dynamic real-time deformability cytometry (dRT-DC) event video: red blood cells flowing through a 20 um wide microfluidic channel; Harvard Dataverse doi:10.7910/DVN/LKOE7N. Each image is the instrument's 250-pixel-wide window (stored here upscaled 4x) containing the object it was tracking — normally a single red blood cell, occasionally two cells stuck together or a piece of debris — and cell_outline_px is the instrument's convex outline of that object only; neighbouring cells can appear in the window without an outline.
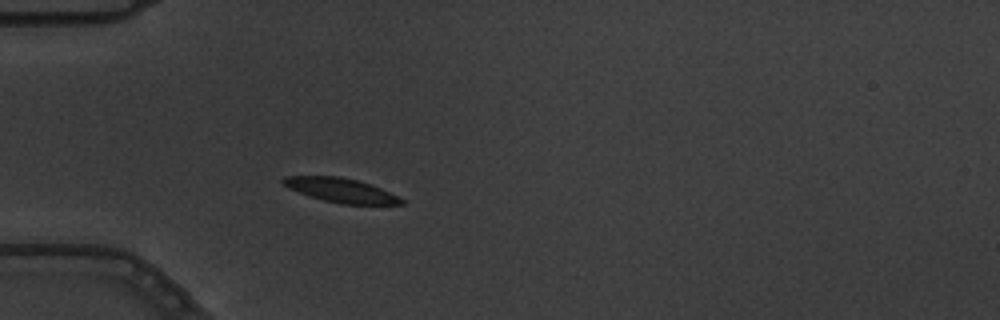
{"species": "common noctule bat (a hibernating species)", "species_latin": "Nyctalus noctula", "temperature_condition": "warm", "stored_images_in_passage": 3, "camera_frame_rate_fps": 3000, "um_per_image_px": 0.085, "animal": {"sex": "male", "body_mass_g": 19.5, "forearm_length_mm": 54.6}, "frame": {"image": 1, "passage_image": 3, "time_ms": 0.667, "image_size_px": [1000, 320], "cell_outline_px": [[408, 204], [340, 204], [308, 196], [288, 188], [280, 180], [284, 176], [340, 176], [356, 180], [380, 188], [404, 200]], "centroid_in_image_um": [28.93, 16.17], "position_along_channel_um": 56.1, "area_um2": 16.53}}